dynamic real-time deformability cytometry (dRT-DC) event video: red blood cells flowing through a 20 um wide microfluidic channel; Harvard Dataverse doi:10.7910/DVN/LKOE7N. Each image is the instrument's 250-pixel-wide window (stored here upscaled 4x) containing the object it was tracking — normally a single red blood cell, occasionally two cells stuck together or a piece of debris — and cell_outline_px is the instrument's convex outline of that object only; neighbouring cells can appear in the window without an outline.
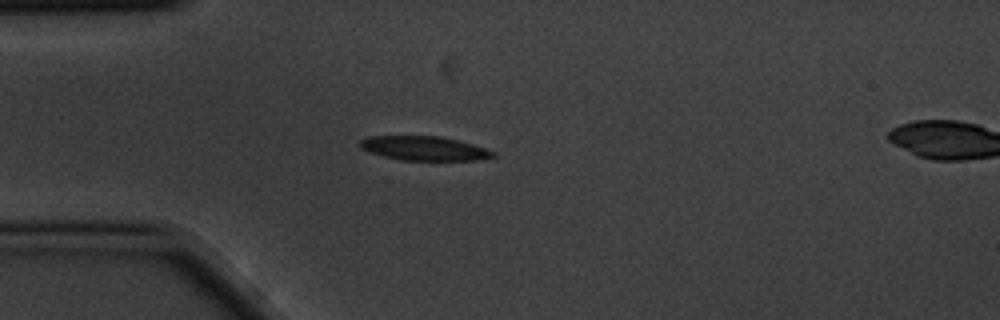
{"species": "common noctule bat (a hibernating species)", "species_latin": "Nyctalus noctula", "temperature_condition": "cold", "stored_images_in_passage": 3, "camera_frame_rate_fps": 3000, "um_per_image_px": 0.085, "animal": {"sex": "male", "body_mass_g": 20.1, "forearm_length_mm": 53.5}, "frame": {"image": 1, "passage_image": 2, "time_ms": 0.333, "image_size_px": [1000, 320], "cell_outline_px": [[496, 156], [480, 160], [400, 160], [368, 152], [360, 148], [360, 140], [368, 136], [440, 136], [472, 144], [496, 152]], "centroid_in_image_um": [36.04, 12.61], "position_along_channel_um": 49.0, "area_um2": 18.73}}